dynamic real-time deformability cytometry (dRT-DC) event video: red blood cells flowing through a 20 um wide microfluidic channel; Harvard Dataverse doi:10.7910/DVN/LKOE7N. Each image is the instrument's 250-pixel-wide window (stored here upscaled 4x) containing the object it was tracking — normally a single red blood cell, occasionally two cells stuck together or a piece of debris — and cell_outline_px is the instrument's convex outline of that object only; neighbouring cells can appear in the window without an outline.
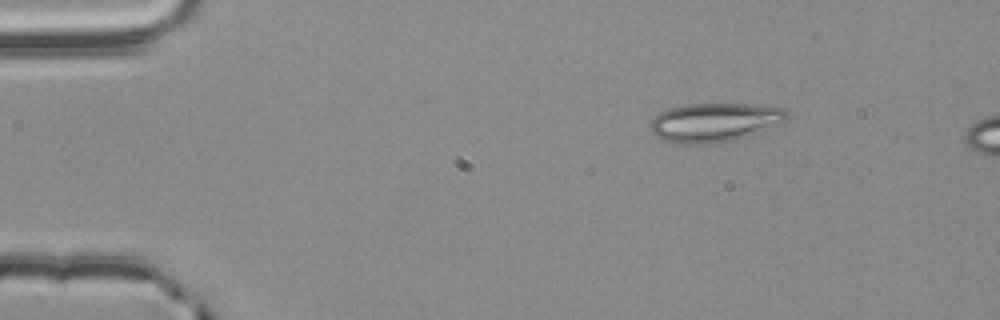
{"species": "common noctule bat (a hibernating species)", "species_latin": "Nyctalus noctula", "temperature_condition": "room temperature", "stored_images_in_passage": 3, "camera_frame_rate_fps": 3000, "um_per_image_px": 0.085, "animal": {"sex": "male", "body_mass_g": 20.4}, "frame": {"image": 1, "passage_image": 1, "time_ms": 0.0, "image_size_px": [1000, 320], "cell_outline_px": [[792, 116], [788, 120], [744, 136], [732, 140], [704, 144], [684, 144], [664, 140], [656, 136], [652, 132], [648, 124], [660, 112], [668, 108], [684, 104], [752, 104], [784, 108]], "centroid_in_image_um": [60.72, 10.38], "position_along_channel_um": 24.3, "area_um2": 30.75}}